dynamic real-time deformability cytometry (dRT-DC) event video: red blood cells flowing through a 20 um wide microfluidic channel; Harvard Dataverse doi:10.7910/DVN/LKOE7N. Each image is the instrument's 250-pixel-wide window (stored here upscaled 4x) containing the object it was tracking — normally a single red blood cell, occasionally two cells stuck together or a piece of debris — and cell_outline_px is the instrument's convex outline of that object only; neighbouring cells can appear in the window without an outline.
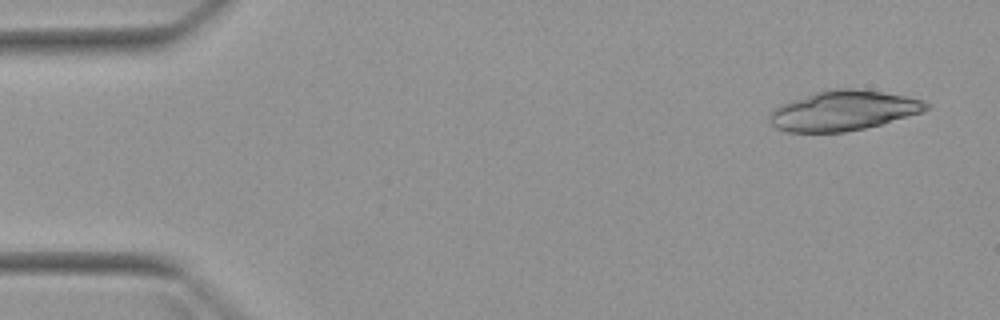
{"species": "Egyptian fruit bat (a non-hibernating species)", "species_latin": "Rousettus aegyptiacus", "temperature_condition": "warm", "stored_images_in_passage": 3, "camera_frame_rate_fps": 3000, "um_per_image_px": 0.085, "animal": {"sex": "female"}, "frame": {"image": 1, "passage_image": 1, "time_ms": 0.0, "image_size_px": [1000, 320], "cell_outline_px": [[928, 108], [924, 112], [880, 124], [864, 128], [844, 132], [784, 132], [776, 128], [768, 120], [768, 116], [780, 104], [816, 92], [832, 88], [856, 88], [904, 96], [924, 100], [928, 104]], "centroid_in_image_um": [71.67, 9.41], "position_along_channel_um": 13.3, "area_um2": 36.24}}